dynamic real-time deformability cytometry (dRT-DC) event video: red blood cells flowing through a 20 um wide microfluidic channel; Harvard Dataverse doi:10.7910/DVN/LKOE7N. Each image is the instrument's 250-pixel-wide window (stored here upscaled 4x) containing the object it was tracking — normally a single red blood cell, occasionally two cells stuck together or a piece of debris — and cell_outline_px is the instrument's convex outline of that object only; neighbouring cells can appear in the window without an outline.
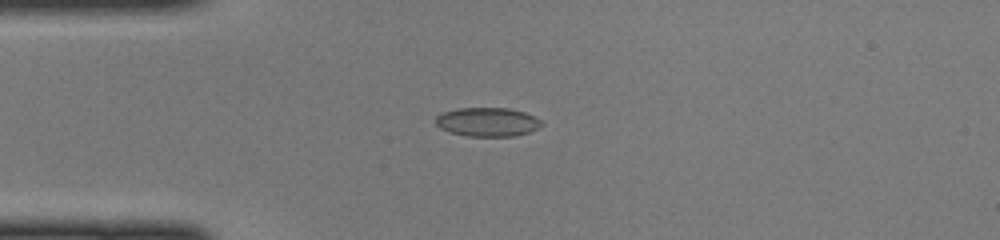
{"species": "common noctule bat (a hibernating species)", "species_latin": "Nyctalus noctula", "temperature_condition": "cold", "stored_images_in_passage": 38, "camera_frame_rate_fps": 3000, "um_per_image_px": 0.085, "animal": {"sex": "female", "body_mass_g": 22.0, "forearm_length_mm": 56.7}, "frame": {"image": 1, "passage_image": 3, "time_ms": 0.667, "image_size_px": [1000, 240], "cell_outline_px": [[544, 124], [528, 132], [516, 136], [468, 136], [448, 132], [440, 128], [436, 124], [436, 116], [440, 112], [460, 108], [508, 108], [524, 112], [540, 120]], "centroid_in_image_um": [41.39, 10.37], "position_along_channel_um": 43.6, "area_um2": 17.8}}
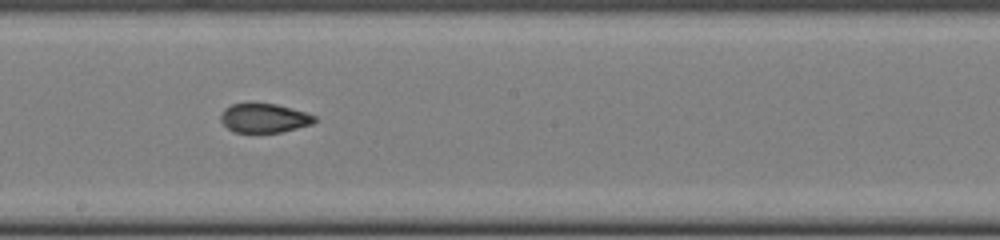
{"frame": {"image": 2, "passage_image": 17, "time_ms": 5.333, "image_size_px": [1000, 240], "cell_outline_px": [[316, 120], [312, 124], [280, 132], [232, 132], [220, 120], [220, 116], [224, 108], [232, 104], [276, 104], [292, 108], [316, 116]], "centroid_in_image_um": [22.44, 10.04], "position_along_channel_um": 225.8, "area_um2": 15.72}}
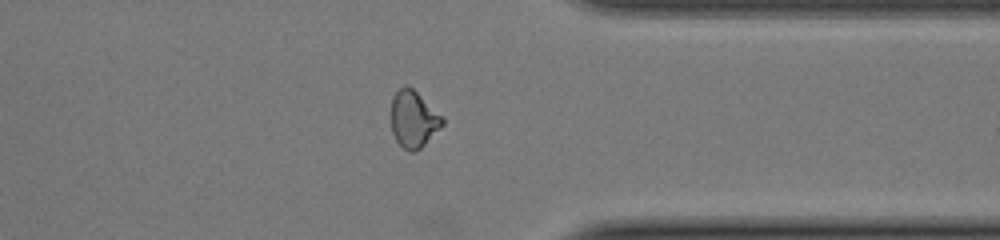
{"frame": {"image": 3, "passage_image": 28, "time_ms": 9.0, "image_size_px": [1000, 240], "cell_outline_px": [[444, 124], [420, 148], [412, 152], [408, 152], [396, 140], [392, 132], [392, 96], [404, 84], [408, 84], [444, 116]], "centroid_in_image_um": [35.16, 10.1], "position_along_channel_um": 376.2, "area_um2": 16.99}}